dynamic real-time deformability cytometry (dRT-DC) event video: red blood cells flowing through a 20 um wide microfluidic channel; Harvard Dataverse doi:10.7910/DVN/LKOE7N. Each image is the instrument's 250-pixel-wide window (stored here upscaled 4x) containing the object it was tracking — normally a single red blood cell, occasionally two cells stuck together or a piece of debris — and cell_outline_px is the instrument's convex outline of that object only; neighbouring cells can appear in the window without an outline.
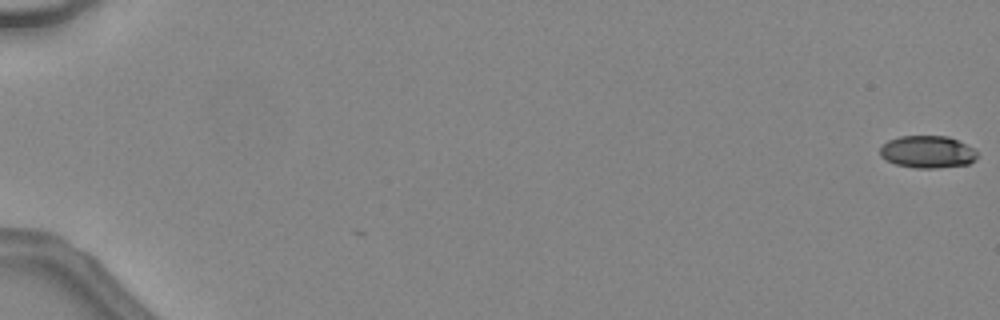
{"species": "common noctule bat (a hibernating species)", "species_latin": "Nyctalus noctula", "temperature_condition": "warm", "stored_images_in_passage": 3, "camera_frame_rate_fps": 3000, "um_per_image_px": 0.085, "animal": {"sex": "female", "body_mass_g": 24.6, "forearm_length_mm": 56.2}, "frame": {"image": 1, "passage_image": 1, "time_ms": 0.0, "image_size_px": [1000, 320], "cell_outline_px": [[976, 160], [968, 164], [936, 168], [916, 168], [896, 164], [880, 156], [880, 148], [888, 140], [900, 136], [948, 136], [972, 148], [976, 152]], "centroid_in_image_um": [78.82, 12.91], "position_along_channel_um": 6.2, "area_um2": 18.09}}